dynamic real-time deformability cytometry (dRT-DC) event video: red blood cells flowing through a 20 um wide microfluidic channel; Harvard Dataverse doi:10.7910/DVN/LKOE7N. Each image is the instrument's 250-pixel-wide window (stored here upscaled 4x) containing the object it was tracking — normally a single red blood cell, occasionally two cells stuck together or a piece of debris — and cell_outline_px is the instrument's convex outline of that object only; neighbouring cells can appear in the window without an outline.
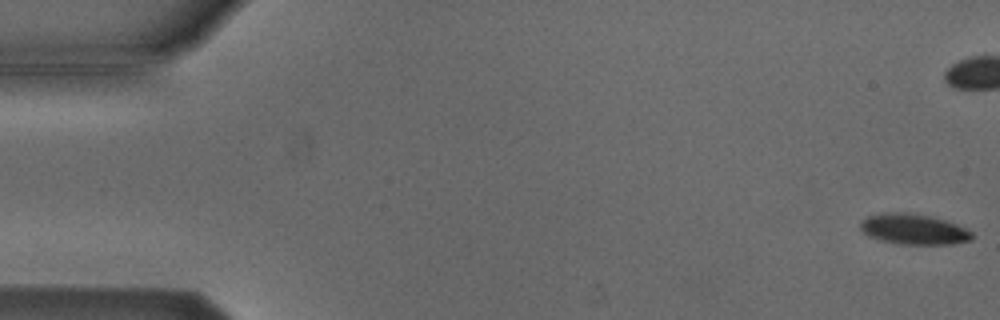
{"species": "Egyptian fruit bat (a non-hibernating species)", "species_latin": "Rousettus aegyptiacus", "temperature_condition": "cold", "stored_images_in_passage": 55, "camera_frame_rate_fps": 3000, "um_per_image_px": 0.085, "animal": {"sex": "male"}, "frame": {"image": 1, "passage_image": 1, "time_ms": 0.0, "image_size_px": [1000, 320], "cell_outline_px": [[976, 236], [972, 240], [952, 244], [900, 244], [880, 240], [868, 236], [860, 228], [860, 220], [868, 216], [884, 212], [908, 212], [932, 216], [956, 224], [972, 232]], "centroid_in_image_um": [77.66, 19.48], "position_along_channel_um": 7.3, "area_um2": 20.06}}
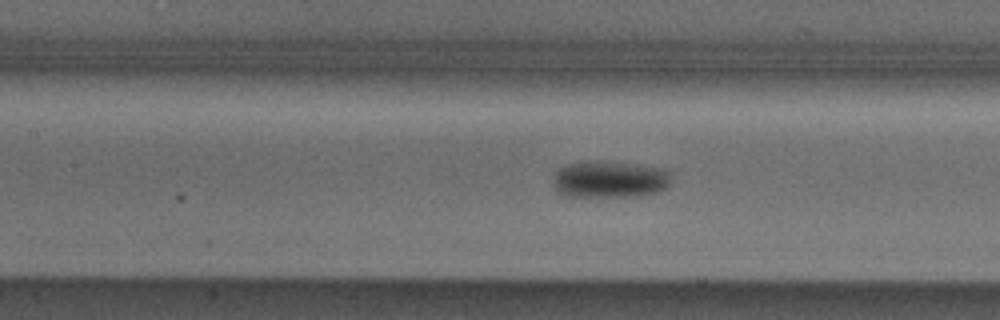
{"frame": {"image": 2, "passage_image": 24, "time_ms": 7.667, "image_size_px": [1000, 320], "cell_outline_px": [[672, 180], [668, 188], [660, 192], [636, 196], [568, 196], [556, 192], [552, 184], [552, 176], [560, 168], [568, 164], [636, 164], [664, 168], [672, 172]], "centroid_in_image_um": [51.9, 15.3], "position_along_channel_um": 155.5, "area_um2": 24.97}}
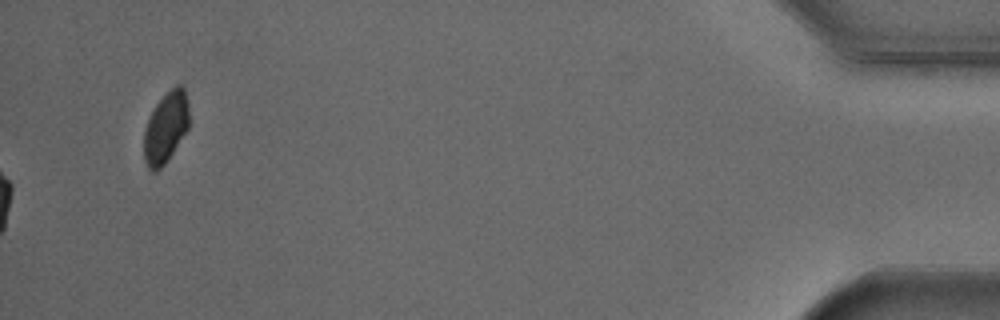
{"frame": {"image": 3, "passage_image": 55, "time_ms": 18.0, "image_size_px": [1000, 320], "cell_outline_px": [[188, 128], [168, 160], [156, 172], [152, 172], [148, 168], [144, 160], [144, 128], [156, 104], [176, 84], [180, 84], [184, 88], [188, 104]], "centroid_in_image_um": [14.08, 10.87], "position_along_channel_um": 421.1, "area_um2": 18.5}, "authors_computed_cell_mechanics": {"area_um2": 21.6172, "velocity_mm_per_s": 3.8171, "shape_relaxation_time_tau1_ms": 4.6728, "shape_relaxation_time_tau2_ms": null, "deformation_change_tau1": 0.1033, "deformation_change_tau2": null}}